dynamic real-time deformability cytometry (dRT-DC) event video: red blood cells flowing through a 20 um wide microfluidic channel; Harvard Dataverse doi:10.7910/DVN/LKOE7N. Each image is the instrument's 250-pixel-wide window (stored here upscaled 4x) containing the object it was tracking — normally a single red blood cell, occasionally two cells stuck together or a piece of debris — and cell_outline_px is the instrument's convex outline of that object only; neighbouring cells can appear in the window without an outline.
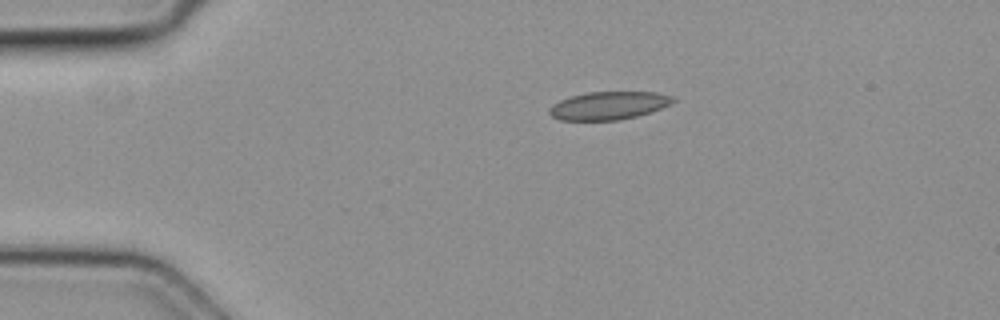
{"species": "common noctule bat (a hibernating species)", "species_latin": "Nyctalus noctula", "temperature_condition": "cold", "stored_images_in_passage": 2, "camera_frame_rate_fps": 3000, "um_per_image_px": 0.085, "animal": {"sex": "female", "body_mass_g": 19.3, "forearm_length_mm": 54.1}, "frame": {"image": 1, "passage_image": 1, "time_ms": 0.0, "image_size_px": [1000, 320], "cell_outline_px": [[676, 100], [660, 108], [636, 116], [620, 120], [560, 120], [552, 116], [548, 112], [548, 108], [552, 104], [560, 100], [572, 96], [588, 92], [656, 92], [672, 96]], "centroid_in_image_um": [51.69, 8.97], "position_along_channel_um": 33.3, "area_um2": 20.0}}